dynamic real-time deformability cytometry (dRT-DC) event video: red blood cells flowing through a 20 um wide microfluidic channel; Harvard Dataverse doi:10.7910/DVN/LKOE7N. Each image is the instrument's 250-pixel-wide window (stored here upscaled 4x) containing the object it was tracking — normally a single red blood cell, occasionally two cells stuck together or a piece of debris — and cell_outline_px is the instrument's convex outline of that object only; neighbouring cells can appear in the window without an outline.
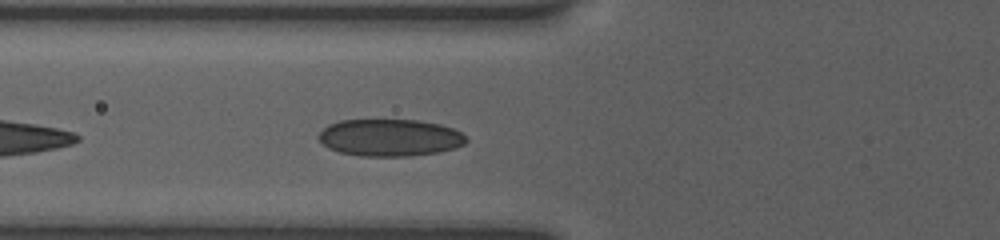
{"species": "human", "species_latin": "Homo sapiens", "temperature_condition": "room temperature", "stored_images_in_passage": 48, "camera_frame_rate_fps": 3000, "um_per_image_px": 0.085, "donor": {"sex": "female"}, "frame": {"image": 1, "passage_image": 10, "time_ms": 3.333, "image_size_px": [1000, 240], "cell_outline_px": [[468, 140], [464, 144], [456, 148], [440, 152], [412, 156], [360, 156], [340, 152], [328, 148], [316, 136], [328, 124], [340, 120], [416, 120], [440, 124], [452, 128], [460, 132]], "centroid_in_image_um": [33.14, 11.7], "position_along_channel_um": 92.7, "area_um2": 32.02}}
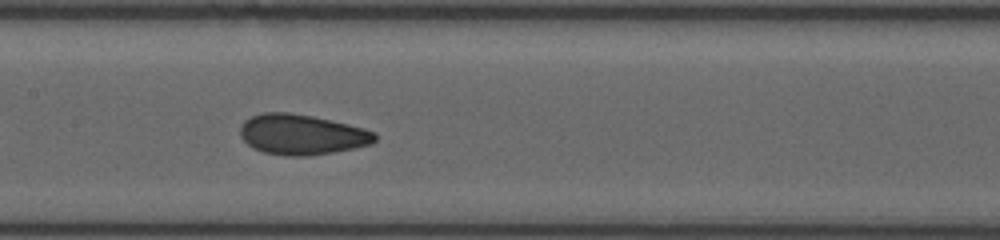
{"frame": {"image": 2, "passage_image": 18, "time_ms": 5.667, "image_size_px": [1000, 240], "cell_outline_px": [[376, 140], [372, 144], [332, 152], [308, 156], [288, 156], [264, 152], [252, 148], [240, 136], [240, 128], [244, 120], [252, 116], [264, 112], [288, 112], [312, 116], [348, 124], [364, 128], [376, 132]], "centroid_in_image_um": [25.64, 11.43], "position_along_channel_um": 181.8, "area_um2": 31.62}}
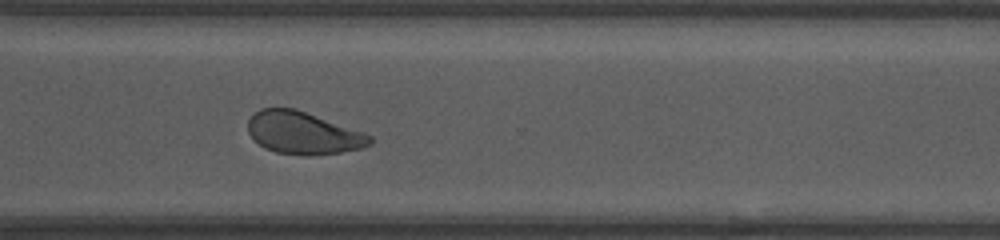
{"frame": {"image": 3, "passage_image": 34, "time_ms": 10.0, "image_size_px": [1000, 240], "cell_outline_px": [[372, 144], [360, 148], [340, 152], [308, 156], [276, 152], [264, 148], [248, 132], [248, 120], [260, 108], [296, 108], [364, 132], [372, 136]], "centroid_in_image_um": [25.78, 11.29], "position_along_channel_um": 344.8, "area_um2": 30.06}, "authors_computed_cell_mechanics": {"area_um2": 31.9056, "velocity_mm_per_s": 3.7828, "shape_relaxation_time_tau1_ms": 8.1993, "shape_relaxation_time_tau2_ms": 1.274, "deformation_change_tau1": 0.1488, "deformation_change_tau2": 0.0733}}